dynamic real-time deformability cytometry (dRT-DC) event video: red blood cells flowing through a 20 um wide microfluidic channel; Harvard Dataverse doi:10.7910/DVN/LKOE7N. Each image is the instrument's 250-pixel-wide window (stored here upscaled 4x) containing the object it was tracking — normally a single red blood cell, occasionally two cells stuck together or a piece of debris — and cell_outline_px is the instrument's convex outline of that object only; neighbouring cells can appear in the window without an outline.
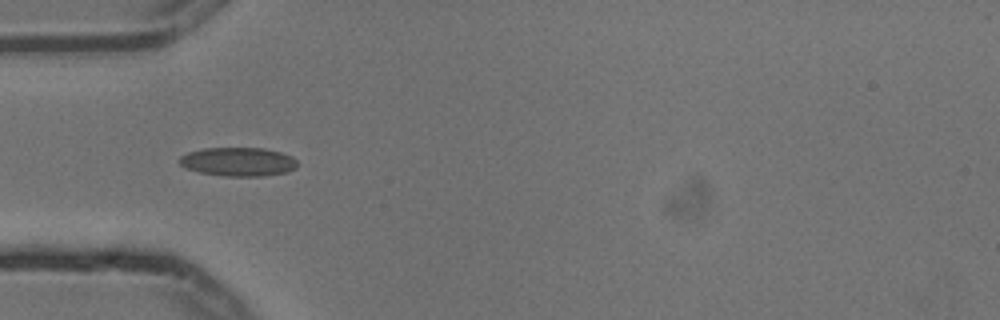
{"species": "common noctule bat (a hibernating species)", "species_latin": "Nyctalus noctula", "temperature_condition": "cold", "stored_images_in_passage": 3, "camera_frame_rate_fps": 3000, "um_per_image_px": 0.085, "animal": {"sex": "male", "body_mass_g": 13.3}, "frame": {"image": 1, "passage_image": 1, "time_ms": 0.0, "image_size_px": [1000, 320], "cell_outline_px": [[296, 168], [288, 172], [264, 176], [224, 176], [200, 172], [188, 168], [180, 164], [180, 156], [188, 152], [204, 148], [264, 148], [280, 152], [292, 156], [296, 160]], "centroid_in_image_um": [20.28, 13.75], "position_along_channel_um": 64.7, "area_um2": 19.71}}
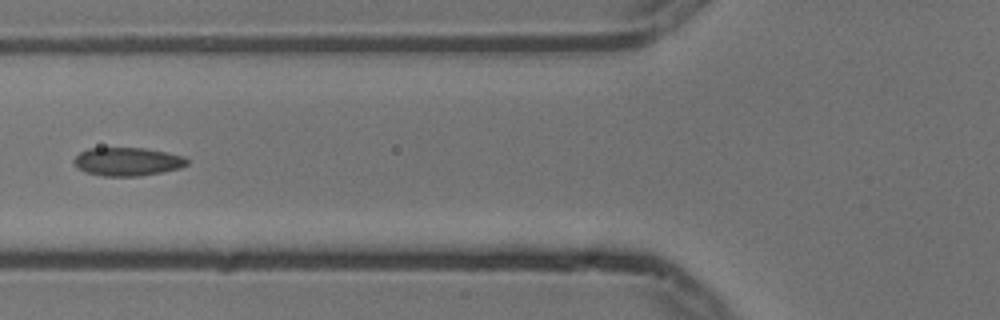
{"frame": {"image": 2, "passage_image": 2, "time_ms": 0.333, "image_size_px": [1000, 320], "cell_outline_px": [[188, 164], [180, 168], [140, 176], [104, 176], [84, 172], [76, 168], [72, 160], [80, 152], [88, 148], [144, 148], [184, 156], [188, 160]], "centroid_in_image_um": [10.79, 13.74], "position_along_channel_um": 115.0, "area_um2": 18.73}}
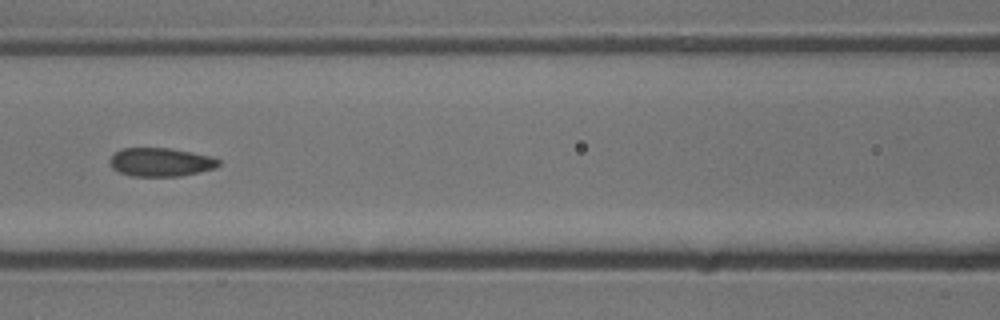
{"frame": {"image": 3, "passage_image": 3, "time_ms": 0.667, "image_size_px": [1000, 320], "cell_outline_px": [[220, 164], [216, 168], [180, 176], [132, 176], [120, 172], [112, 168], [108, 160], [120, 148], [168, 148], [208, 156], [220, 160]], "centroid_in_image_um": [13.62, 13.78], "position_along_channel_um": 153.0, "area_um2": 17.92}}